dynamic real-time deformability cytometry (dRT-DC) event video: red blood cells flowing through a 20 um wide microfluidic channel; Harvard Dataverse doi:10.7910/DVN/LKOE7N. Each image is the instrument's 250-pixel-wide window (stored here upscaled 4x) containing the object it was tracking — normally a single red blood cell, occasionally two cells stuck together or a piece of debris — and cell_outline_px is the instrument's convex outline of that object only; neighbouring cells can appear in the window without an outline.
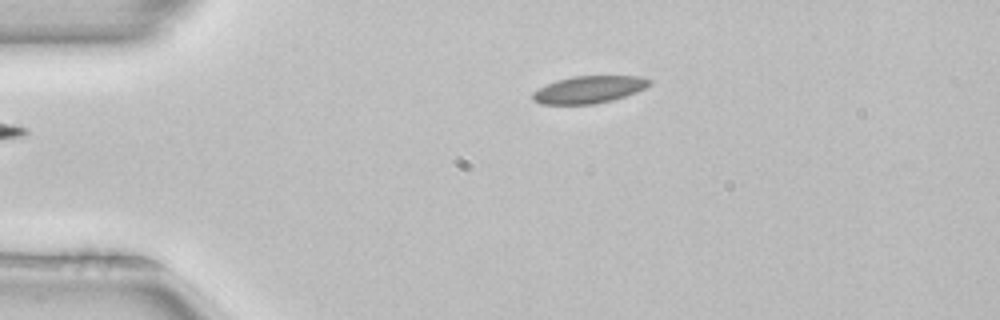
{"species": "common noctule bat (a hibernating species)", "species_latin": "Nyctalus noctula", "temperature_condition": "room temperature", "stored_images_in_passage": 4, "camera_frame_rate_fps": 3000, "um_per_image_px": 0.085, "animal": {"sex": "female", "body_mass_g": 22.7, "forearm_length_mm": 54.2}, "frame": {"image": 1, "passage_image": 4, "time_ms": 1.0, "image_size_px": [1000, 320], "cell_outline_px": [[652, 84], [636, 92], [612, 100], [596, 104], [540, 104], [532, 100], [532, 92], [556, 80], [572, 76], [640, 76], [652, 80]], "centroid_in_image_um": [50.06, 7.61], "position_along_channel_um": 34.9, "area_um2": 18.55}}